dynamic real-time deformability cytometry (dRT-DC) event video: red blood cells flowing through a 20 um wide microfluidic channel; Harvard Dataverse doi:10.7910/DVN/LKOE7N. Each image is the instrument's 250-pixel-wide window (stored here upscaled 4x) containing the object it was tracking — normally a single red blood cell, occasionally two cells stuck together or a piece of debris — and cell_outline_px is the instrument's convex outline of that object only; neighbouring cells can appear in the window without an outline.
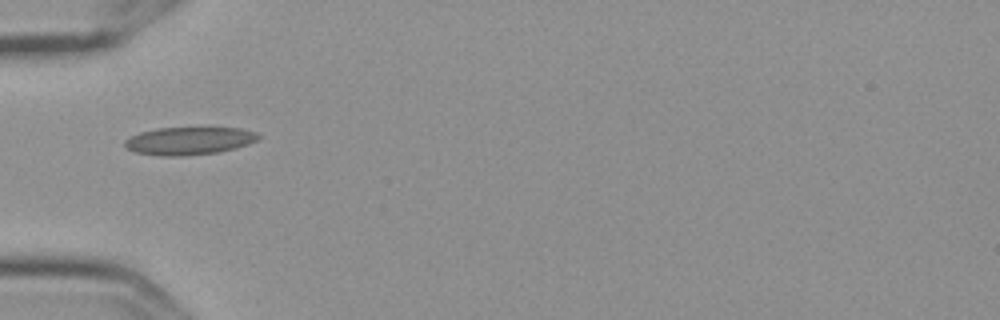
{"species": "Egyptian fruit bat (a non-hibernating species)", "species_latin": "Rousettus aegyptiacus", "temperature_condition": "cold", "stored_images_in_passage": 6, "camera_frame_rate_fps": 3000, "um_per_image_px": 0.085, "frame": {"image": 1, "passage_image": 1, "time_ms": 0.0, "image_size_px": [1000, 320], "cell_outline_px": [[260, 136], [256, 140], [248, 144], [216, 152], [184, 156], [160, 156], [136, 152], [128, 148], [124, 144], [124, 140], [140, 132], [156, 128], [208, 124], [240, 128], [256, 132]], "centroid_in_image_um": [16.1, 11.9], "position_along_channel_um": 68.9, "area_um2": 22.54}}
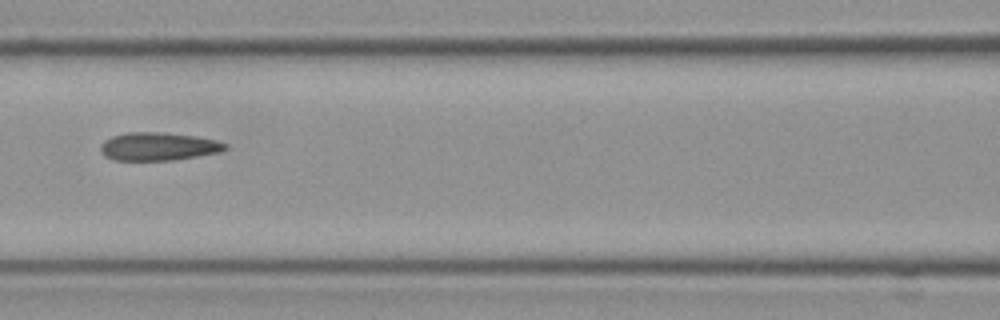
{"frame": {"image": 2, "passage_image": 3, "time_ms": 0.667, "image_size_px": [1000, 320], "cell_outline_px": [[228, 148], [220, 152], [172, 160], [112, 160], [104, 156], [100, 152], [100, 144], [104, 140], [112, 136], [128, 132], [160, 132], [196, 136], [216, 140], [228, 144]], "centroid_in_image_um": [13.43, 12.45], "position_along_channel_um": 153.2, "area_um2": 20.52}}
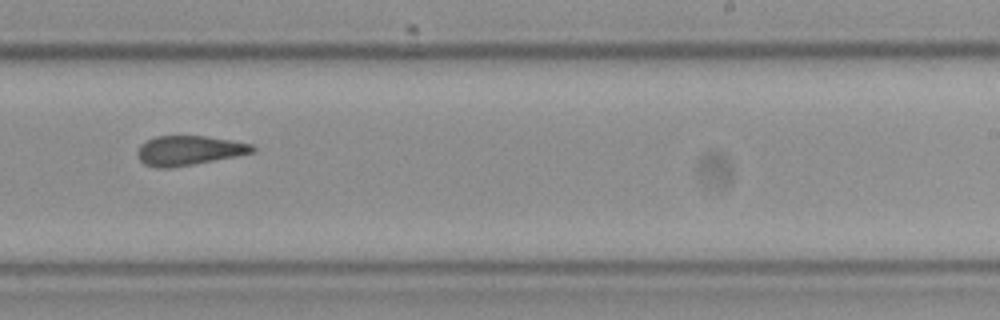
{"frame": {"image": 3, "passage_image": 6, "time_ms": 1.667, "image_size_px": [1000, 320], "cell_outline_px": [[256, 152], [236, 156], [172, 168], [156, 168], [144, 164], [136, 156], [136, 152], [140, 144], [156, 136], [204, 136], [252, 144], [256, 148]], "centroid_in_image_um": [16.03, 12.8], "position_along_channel_um": 273.0, "area_um2": 19.83}}